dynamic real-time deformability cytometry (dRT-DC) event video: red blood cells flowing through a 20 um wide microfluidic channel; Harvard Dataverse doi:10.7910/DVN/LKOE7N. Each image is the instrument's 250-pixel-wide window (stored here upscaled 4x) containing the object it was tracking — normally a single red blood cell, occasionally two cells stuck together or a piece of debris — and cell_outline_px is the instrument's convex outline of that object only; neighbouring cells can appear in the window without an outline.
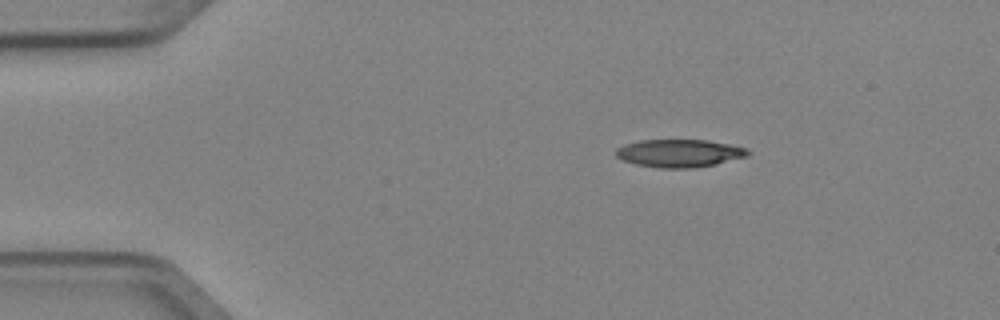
{"species": "Egyptian fruit bat (a non-hibernating species)", "species_latin": "Rousettus aegyptiacus", "temperature_condition": "cold", "stored_images_in_passage": 3, "camera_frame_rate_fps": 3000, "um_per_image_px": 0.085, "animal": {"sex": "female"}, "frame": {"image": 1, "passage_image": 1, "time_ms": 0.0, "image_size_px": [1000, 320], "cell_outline_px": [[748, 156], [716, 164], [692, 168], [660, 168], [636, 164], [620, 160], [616, 156], [616, 148], [624, 144], [640, 140], [708, 140], [732, 144], [748, 148]], "centroid_in_image_um": [57.74, 13.02], "position_along_channel_um": 27.3, "area_um2": 21.56}}
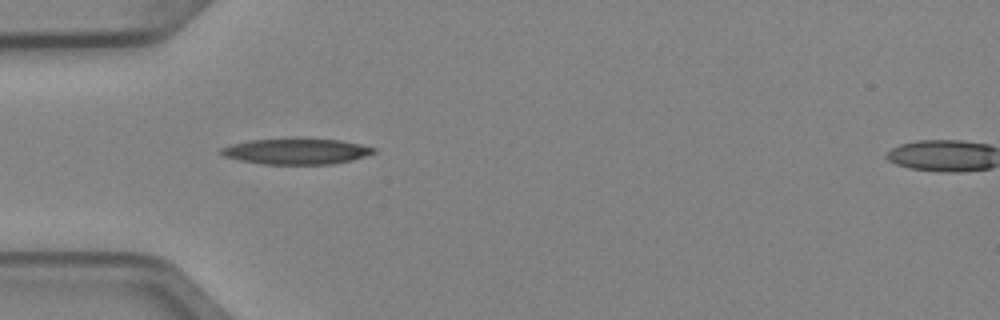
{"frame": {"image": 2, "passage_image": 2, "time_ms": 0.333, "image_size_px": [1000, 320], "cell_outline_px": [[376, 152], [352, 160], [332, 164], [264, 164], [240, 160], [224, 156], [220, 152], [220, 148], [232, 144], [248, 140], [296, 136], [340, 140], [360, 144], [376, 148]], "centroid_in_image_um": [25.19, 12.82], "position_along_channel_um": 59.8, "area_um2": 23.64}}
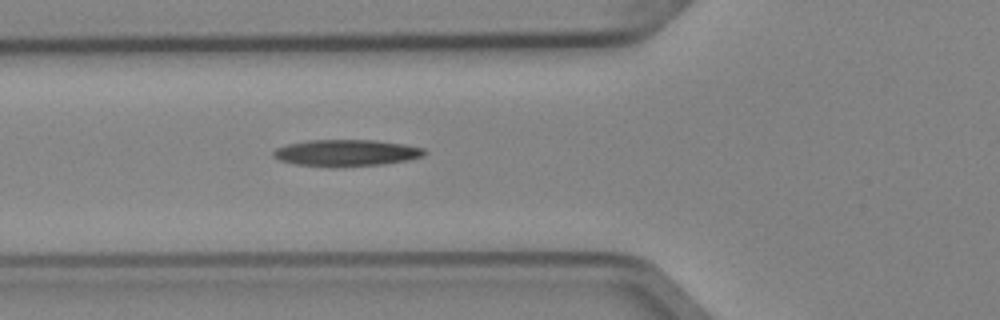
{"frame": {"image": 3, "passage_image": 3, "time_ms": 0.667, "image_size_px": [1000, 320], "cell_outline_px": [[428, 152], [424, 156], [408, 160], [384, 164], [336, 168], [332, 168], [296, 164], [280, 160], [272, 156], [272, 152], [276, 148], [288, 144], [308, 140], [376, 140], [404, 144], [424, 148]], "centroid_in_image_um": [29.45, 13.01], "position_along_channel_um": 96.3, "area_um2": 23.81}}